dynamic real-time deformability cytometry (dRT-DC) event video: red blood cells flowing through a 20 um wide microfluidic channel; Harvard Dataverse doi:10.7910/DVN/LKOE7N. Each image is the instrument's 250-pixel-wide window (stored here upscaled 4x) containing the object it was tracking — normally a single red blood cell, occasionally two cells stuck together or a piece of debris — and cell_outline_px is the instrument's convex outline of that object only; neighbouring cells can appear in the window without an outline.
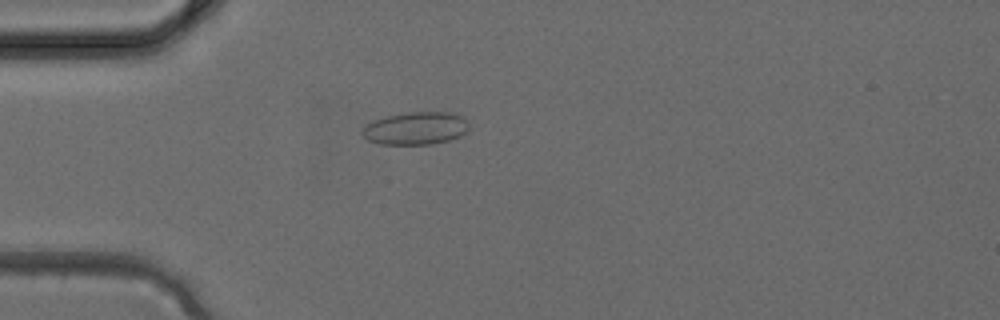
{"species": "common noctule bat (a hibernating species)", "species_latin": "Nyctalus noctula", "temperature_condition": "cold", "stored_images_in_passage": 3, "camera_frame_rate_fps": 3000, "um_per_image_px": 0.085, "animal": {"sex": "female", "body_mass_g": 24.6, "forearm_length_mm": 56.2}, "frame": {"image": 1, "passage_image": 3, "time_ms": 0.667, "image_size_px": [1000, 320], "cell_outline_px": [[468, 128], [460, 136], [448, 140], [432, 144], [380, 144], [368, 140], [360, 132], [368, 124], [376, 120], [388, 116], [408, 112], [456, 112], [464, 116], [468, 120]], "centroid_in_image_um": [35.39, 10.9], "position_along_channel_um": 49.6, "area_um2": 20.29}}